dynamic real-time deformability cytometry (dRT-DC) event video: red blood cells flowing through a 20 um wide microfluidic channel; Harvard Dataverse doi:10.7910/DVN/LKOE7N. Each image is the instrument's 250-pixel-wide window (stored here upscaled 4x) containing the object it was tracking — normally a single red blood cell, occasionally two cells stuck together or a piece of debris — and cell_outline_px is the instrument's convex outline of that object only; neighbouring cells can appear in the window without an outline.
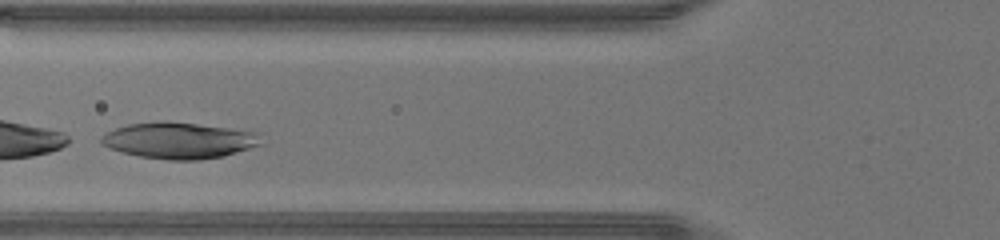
{"species": "human", "species_latin": "Homo sapiens", "temperature_condition": "warm", "stored_images_in_passage": 28, "camera_frame_rate_fps": 3000, "um_per_image_px": 0.085, "donor": {"sex": "male"}, "frame": {"image": 1, "passage_image": 9, "time_ms": 2.667, "image_size_px": [1000, 240], "cell_outline_px": [[264, 144], [224, 156], [200, 160], [168, 160], [140, 156], [120, 152], [108, 148], [100, 144], [100, 136], [104, 132], [128, 124], [156, 120], [168, 120], [260, 132]], "centroid_in_image_um": [15.21, 11.93], "position_along_channel_um": 110.6, "area_um2": 34.51}}
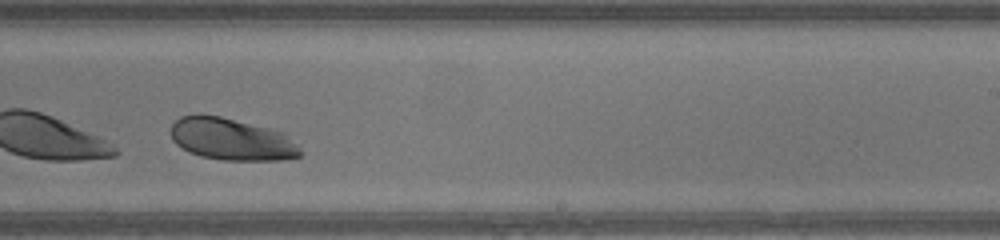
{"frame": {"image": 2, "passage_image": 20, "time_ms": 6.333, "image_size_px": [1000, 240], "cell_outline_px": [[304, 152], [300, 156], [284, 160], [220, 160], [200, 156], [188, 152], [176, 144], [172, 140], [172, 124], [180, 116], [196, 112], [200, 112], [220, 116], [284, 132]], "centroid_in_image_um": [19.66, 11.82], "position_along_channel_um": 269.3, "area_um2": 32.14}, "authors_computed_cell_mechanics": {"area_um2": 33.7263, "velocity_mm_per_s": 4.3297, "shape_relaxation_time_tau1_ms": 0.7864, "shape_relaxation_time_tau2_ms": 3.2687, "deformation_change_tau1": 0.2799, "deformation_change_tau2": 0.0498}}